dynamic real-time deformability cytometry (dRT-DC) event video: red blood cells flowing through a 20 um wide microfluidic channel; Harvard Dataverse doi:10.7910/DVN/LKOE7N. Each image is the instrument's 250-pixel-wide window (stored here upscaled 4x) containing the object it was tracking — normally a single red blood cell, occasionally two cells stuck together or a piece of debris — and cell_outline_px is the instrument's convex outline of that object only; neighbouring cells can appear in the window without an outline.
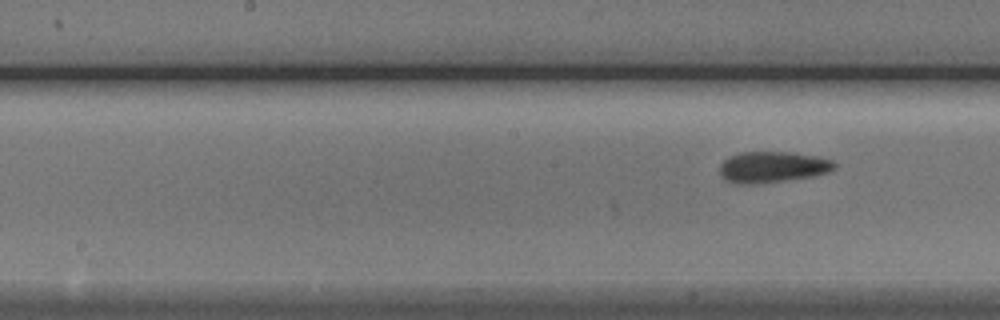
{"species": "Egyptian fruit bat (a non-hibernating species)", "species_latin": "Rousettus aegyptiacus", "temperature_condition": "cold", "stored_images_in_passage": 9, "segment_of_instrument_passage": [2, 2], "camera_frame_rate_fps": 3000, "um_per_image_px": 0.085, "animal": {"sex": "male"}, "frame": {"image": 1, "passage_image": 9, "time_ms": 10.333, "image_size_px": [1000, 320], "cell_outline_px": [[836, 168], [828, 172], [812, 176], [784, 180], [752, 184], [748, 184], [724, 180], [720, 172], [720, 164], [728, 156], [740, 152], [792, 152], [820, 156], [832, 160], [836, 164]], "centroid_in_image_um": [65.68, 14.17], "position_along_channel_um": 182.5, "area_um2": 20.75}}